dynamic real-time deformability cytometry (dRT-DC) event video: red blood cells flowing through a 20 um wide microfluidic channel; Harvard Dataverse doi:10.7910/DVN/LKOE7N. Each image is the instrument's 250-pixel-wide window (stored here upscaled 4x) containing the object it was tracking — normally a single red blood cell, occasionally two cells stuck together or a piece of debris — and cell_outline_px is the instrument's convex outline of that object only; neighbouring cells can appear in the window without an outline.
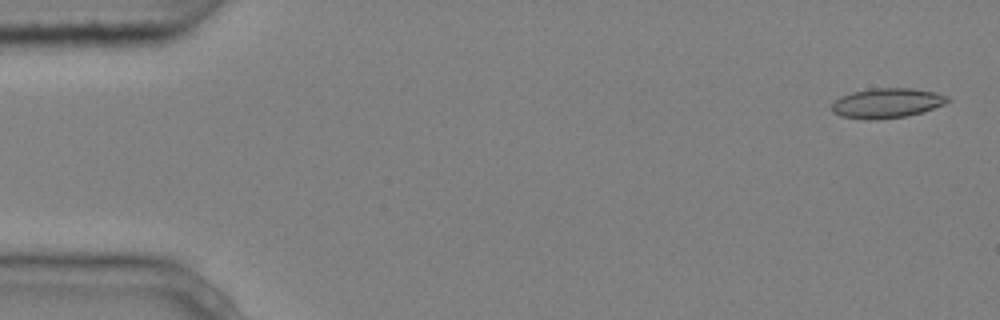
{"species": "common noctule bat (a hibernating species)", "species_latin": "Nyctalus noctula", "temperature_condition": "cold", "stored_images_in_passage": 4, "camera_frame_rate_fps": 3000, "um_per_image_px": 0.085, "animal": {"sex": "male", "body_mass_g": 20.4}, "frame": {"image": 1, "passage_image": 1, "time_ms": 0.0, "image_size_px": [1000, 320], "cell_outline_px": [[952, 100], [944, 104], [908, 116], [876, 120], [872, 120], [840, 116], [832, 112], [832, 104], [840, 96], [852, 92], [872, 88], [912, 88], [936, 92], [948, 96]], "centroid_in_image_um": [75.39, 8.76], "position_along_channel_um": 9.6, "area_um2": 20.17}}
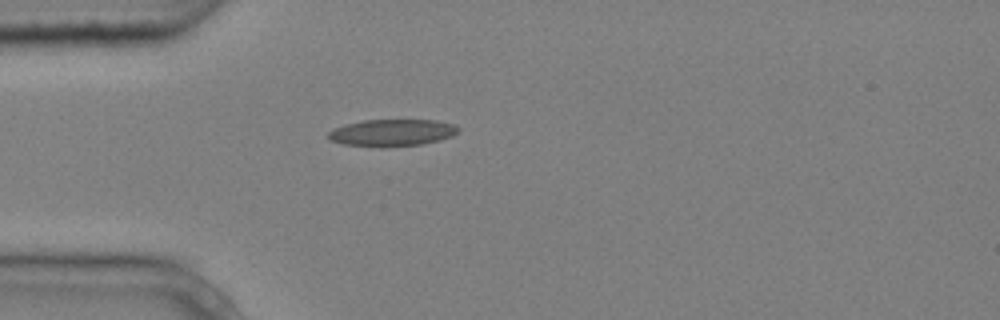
{"frame": {"image": 2, "passage_image": 4, "time_ms": 1.0, "image_size_px": [1000, 320], "cell_outline_px": [[460, 132], [452, 136], [440, 140], [420, 144], [380, 148], [344, 144], [328, 140], [328, 132], [336, 128], [348, 124], [364, 120], [436, 120], [452, 124], [460, 128]], "centroid_in_image_um": [33.34, 11.29], "position_along_channel_um": 51.7, "area_um2": 20.46}}